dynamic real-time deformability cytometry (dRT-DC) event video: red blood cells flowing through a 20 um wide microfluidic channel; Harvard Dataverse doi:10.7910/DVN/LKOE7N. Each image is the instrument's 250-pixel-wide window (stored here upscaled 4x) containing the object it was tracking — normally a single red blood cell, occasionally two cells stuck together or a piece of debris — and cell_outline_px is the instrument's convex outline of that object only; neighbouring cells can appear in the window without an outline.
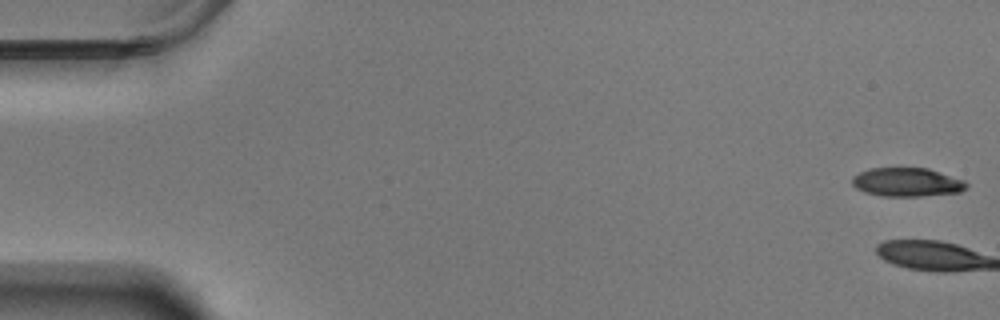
{"species": "Egyptian fruit bat (a non-hibernating species)", "species_latin": "Rousettus aegyptiacus", "temperature_condition": "warm", "stored_images_in_passage": 3, "camera_frame_rate_fps": 3000, "um_per_image_px": 0.085, "animal": {"sex": "male"}, "frame": {"image": 1, "passage_image": 1, "time_ms": 0.0, "image_size_px": [1000, 320], "cell_outline_px": [[968, 188], [960, 192], [920, 196], [880, 196], [864, 192], [856, 188], [852, 184], [852, 176], [868, 168], [928, 168], [964, 180], [968, 184]], "centroid_in_image_um": [77.08, 15.48], "position_along_channel_um": 7.9, "area_um2": 19.25}}